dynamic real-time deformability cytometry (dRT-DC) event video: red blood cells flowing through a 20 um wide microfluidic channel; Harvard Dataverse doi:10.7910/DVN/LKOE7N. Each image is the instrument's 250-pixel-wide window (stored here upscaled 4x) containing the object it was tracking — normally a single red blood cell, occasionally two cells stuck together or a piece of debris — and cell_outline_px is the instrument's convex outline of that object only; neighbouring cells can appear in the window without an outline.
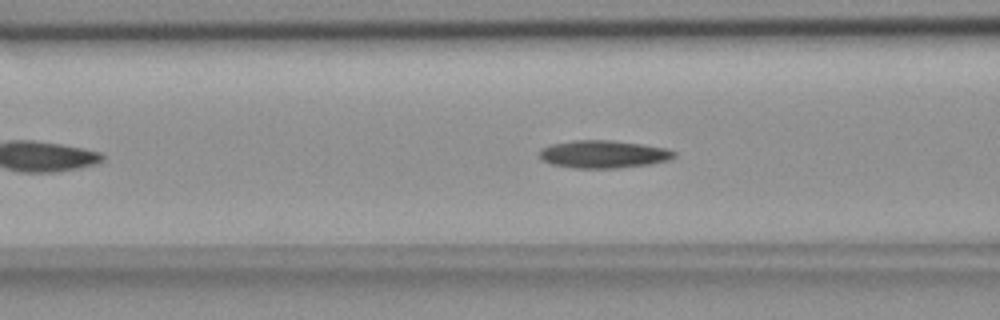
{"species": "common noctule bat (a hibernating species)", "species_latin": "Nyctalus noctula", "temperature_condition": "room temperature", "stored_images_in_passage": 47, "camera_frame_rate_fps": 3000, "um_per_image_px": 0.085, "animal": {"sex": "female", "body_mass_g": 18.4}, "frame": {"image": 1, "passage_image": 12, "time_ms": 3.667, "image_size_px": [1000, 320], "cell_outline_px": [[676, 156], [668, 160], [648, 164], [620, 168], [576, 168], [552, 164], [540, 160], [540, 148], [552, 144], [572, 140], [612, 140], [640, 144], [664, 148], [676, 152]], "centroid_in_image_um": [51.26, 13.1], "position_along_channel_um": 115.3, "area_um2": 21.68}}
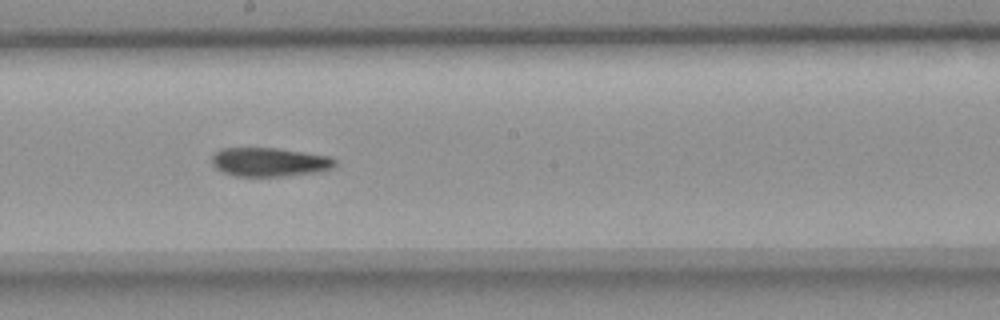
{"frame": {"image": 2, "passage_image": 21, "time_ms": 6.667, "image_size_px": [1000, 320], "cell_outline_px": [[336, 164], [332, 168], [320, 172], [284, 176], [236, 176], [224, 172], [216, 168], [212, 164], [212, 156], [220, 148], [276, 148], [328, 156], [336, 160]], "centroid_in_image_um": [22.91, 13.78], "position_along_channel_um": 225.3, "area_um2": 20.63}}
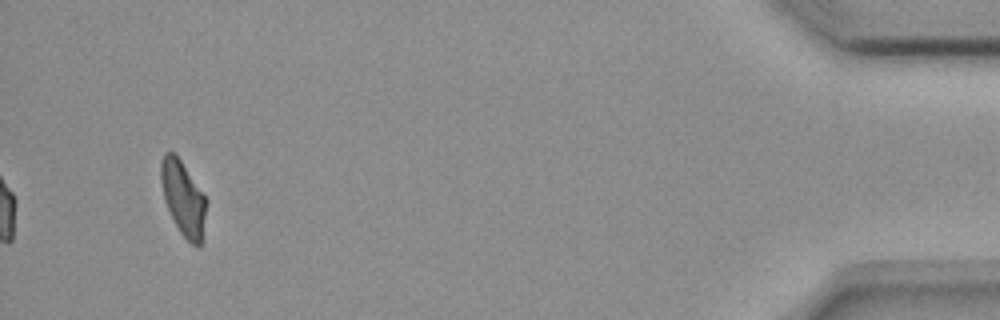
{"frame": {"image": 3, "passage_image": 43, "time_ms": 14.0, "image_size_px": [1000, 320], "cell_outline_px": [[208, 200], [200, 244], [192, 244], [180, 232], [164, 200], [160, 180], [160, 160], [164, 152], [172, 152], [180, 160]], "centroid_in_image_um": [15.55, 16.8], "position_along_channel_um": 419.6, "area_um2": 19.31}, "authors_computed_cell_mechanics": {"area_um2": 20.9236, "velocity_mm_per_s": 3.6803, "shape_relaxation_time_tau1_ms": null, "shape_relaxation_time_tau2_ms": 9.4638, "deformation_change_tau1": null, "deformation_change_tau2": 0.1893}}